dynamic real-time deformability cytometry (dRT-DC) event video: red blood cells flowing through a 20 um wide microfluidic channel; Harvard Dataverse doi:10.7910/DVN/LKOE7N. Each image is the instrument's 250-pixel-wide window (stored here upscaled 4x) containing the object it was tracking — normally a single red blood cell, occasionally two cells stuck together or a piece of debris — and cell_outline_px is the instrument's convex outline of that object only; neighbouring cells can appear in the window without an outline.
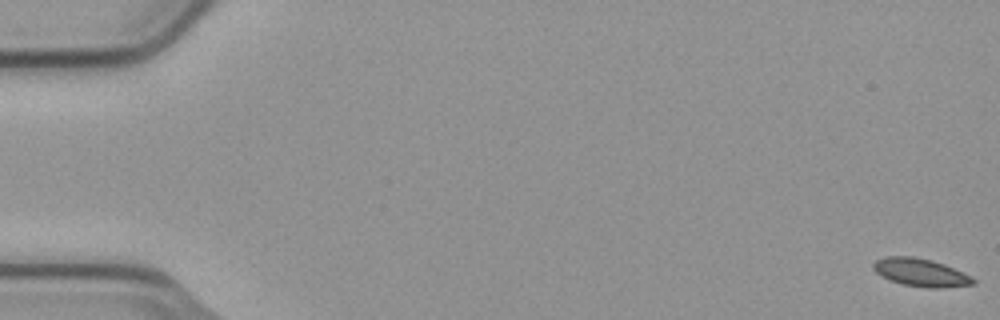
{"species": "common noctule bat (a hibernating species)", "species_latin": "Nyctalus noctula", "temperature_condition": "cold", "stored_images_in_passage": 57, "segment_of_instrument_passage": [1, 2], "camera_frame_rate_fps": 3000, "um_per_image_px": 0.085, "animal": {"sex": "male", "body_mass_g": 23.1, "forearm_length_mm": 52.7}, "frame": {"image": 1, "passage_image": 1, "time_ms": 0.0, "image_size_px": [1000, 320], "cell_outline_px": [[976, 284], [936, 288], [928, 288], [904, 284], [892, 280], [876, 272], [872, 268], [872, 264], [876, 260], [888, 256], [912, 256], [932, 260], [944, 264], [972, 276], [976, 280]], "centroid_in_image_um": [78.29, 23.15], "position_along_channel_um": 6.7, "area_um2": 16.07}}
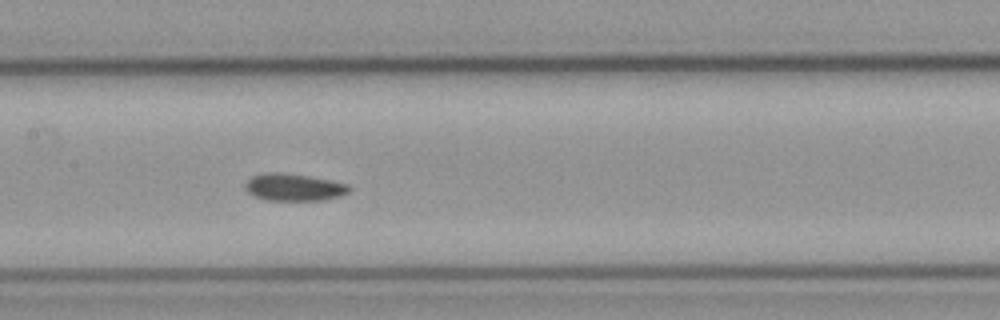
{"frame": {"image": 2, "passage_image": 28, "time_ms": 9.0, "image_size_px": [1000, 320], "cell_outline_px": [[352, 188], [348, 192], [340, 196], [324, 200], [264, 200], [248, 192], [244, 188], [244, 184], [252, 176], [264, 172], [284, 172], [332, 180], [348, 184]], "centroid_in_image_um": [24.98, 15.9], "position_along_channel_um": 182.4, "area_um2": 16.65}}
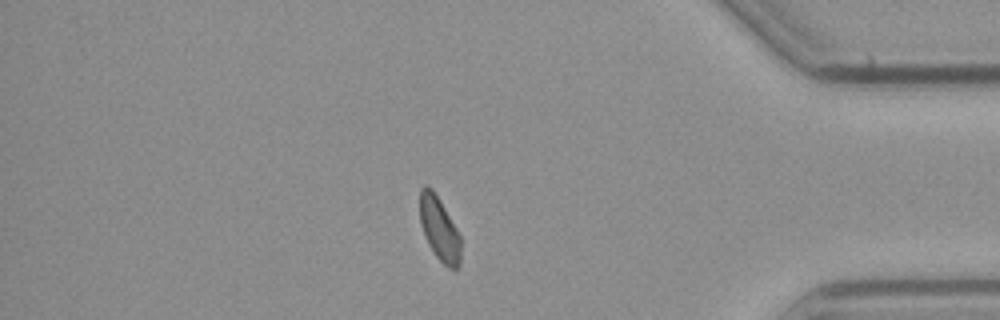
{"frame": {"image": 3, "passage_image": 48, "time_ms": 15.667, "image_size_px": [1000, 320], "cell_outline_px": [[460, 264], [456, 268], [448, 268], [436, 256], [428, 244], [420, 224], [420, 188], [424, 184], [428, 184], [432, 188], [440, 200], [456, 228], [460, 236]], "centroid_in_image_um": [37.32, 19.41], "position_along_channel_um": 397.9, "area_um2": 15.14}}